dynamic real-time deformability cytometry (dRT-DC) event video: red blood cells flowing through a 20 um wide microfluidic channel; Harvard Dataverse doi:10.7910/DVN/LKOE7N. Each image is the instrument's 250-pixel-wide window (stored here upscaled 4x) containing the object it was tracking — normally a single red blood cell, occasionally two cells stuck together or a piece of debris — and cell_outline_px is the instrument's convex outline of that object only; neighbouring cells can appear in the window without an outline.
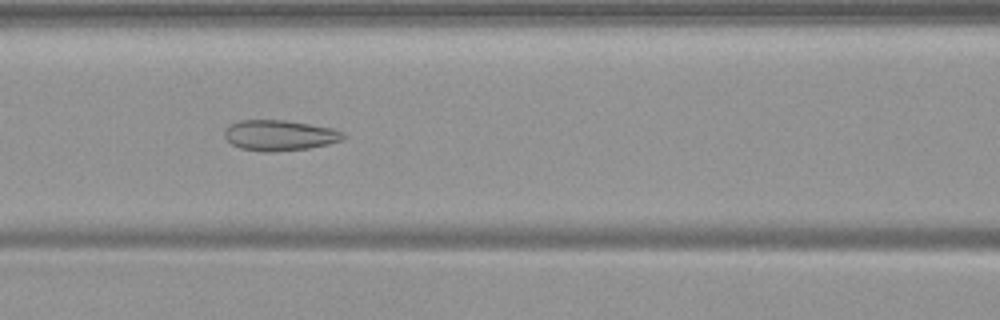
{"species": "common noctule bat (a hibernating species)", "species_latin": "Nyctalus noctula", "temperature_condition": "warm", "stored_images_in_passage": 20, "camera_frame_rate_fps": 3000, "um_per_image_px": 0.085, "animal": {"sex": "female", "body_mass_g": 19.9}, "frame": {"image": 1, "passage_image": 7, "time_ms": 2.0, "image_size_px": [1000, 320], "cell_outline_px": [[348, 136], [344, 140], [328, 144], [308, 148], [272, 152], [260, 152], [240, 148], [232, 144], [224, 136], [224, 128], [228, 124], [240, 120], [284, 120], [332, 128], [344, 132]], "centroid_in_image_um": [23.76, 11.5], "position_along_channel_um": 142.8, "area_um2": 21.39}}
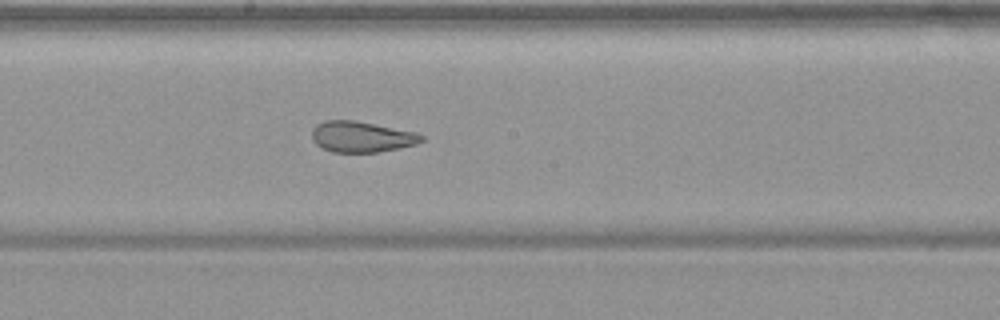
{"frame": {"image": 2, "passage_image": 13, "time_ms": 4.0, "image_size_px": [1000, 320], "cell_outline_px": [[424, 140], [416, 144], [400, 148], [376, 152], [332, 152], [320, 148], [312, 140], [312, 128], [316, 124], [324, 120], [352, 120], [416, 132], [424, 136]], "centroid_in_image_um": [30.7, 11.63], "position_along_channel_um": 217.5, "area_um2": 19.77}}
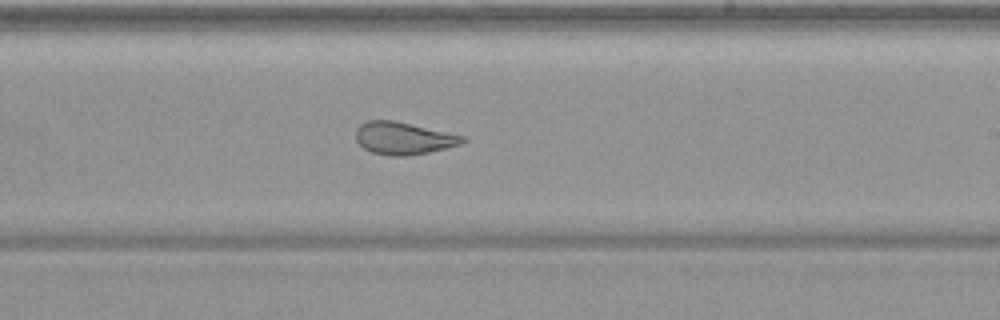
{"frame": {"image": 3, "passage_image": 16, "time_ms": 5.0, "image_size_px": [1000, 320], "cell_outline_px": [[468, 140], [460, 144], [428, 152], [404, 156], [392, 156], [372, 152], [364, 148], [356, 140], [356, 128], [360, 124], [368, 120], [392, 120], [464, 136]], "centroid_in_image_um": [34.26, 11.75], "position_along_channel_um": 254.7, "area_um2": 19.83}}